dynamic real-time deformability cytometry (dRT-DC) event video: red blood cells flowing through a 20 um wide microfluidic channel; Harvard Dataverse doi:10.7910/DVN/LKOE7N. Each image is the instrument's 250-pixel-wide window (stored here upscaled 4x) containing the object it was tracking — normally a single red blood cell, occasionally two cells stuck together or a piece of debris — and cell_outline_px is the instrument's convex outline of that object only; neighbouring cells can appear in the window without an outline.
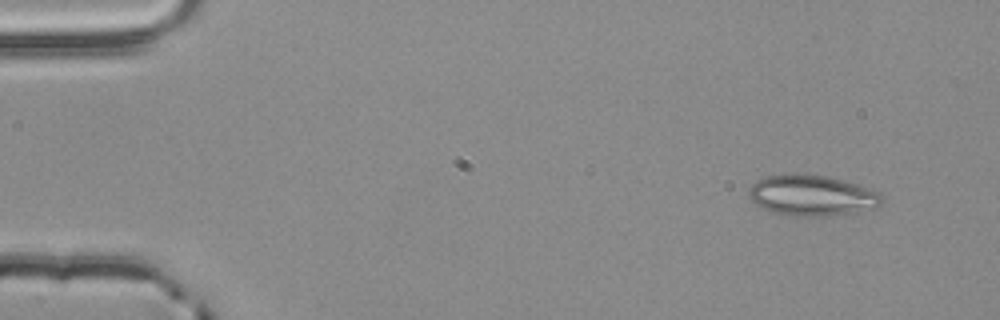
{"species": "common noctule bat (a hibernating species)", "species_latin": "Nyctalus noctula", "temperature_condition": "room temperature", "stored_images_in_passage": 3, "camera_frame_rate_fps": 3000, "um_per_image_px": 0.085, "animal": {"sex": "male", "body_mass_g": 20.4}, "frame": {"image": 1, "passage_image": 1, "time_ms": 0.0, "image_size_px": [1000, 320], "cell_outline_px": [[884, 200], [876, 208], [856, 212], [828, 216], [788, 216], [764, 208], [756, 204], [748, 196], [748, 188], [756, 180], [768, 176], [792, 172], [824, 176], [856, 184], [880, 192]], "centroid_in_image_um": [69.0, 16.61], "position_along_channel_um": 16.0, "area_um2": 31.73}}